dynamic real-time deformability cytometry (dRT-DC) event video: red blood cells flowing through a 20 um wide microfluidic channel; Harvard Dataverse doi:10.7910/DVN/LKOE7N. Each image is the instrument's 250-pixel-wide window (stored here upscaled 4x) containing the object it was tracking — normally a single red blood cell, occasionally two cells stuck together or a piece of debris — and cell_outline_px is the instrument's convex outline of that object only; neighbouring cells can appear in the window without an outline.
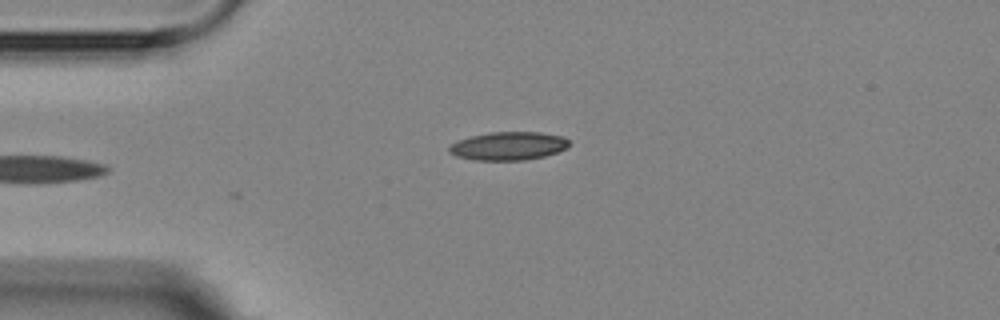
{"species": "Egyptian fruit bat (a non-hibernating species)", "species_latin": "Rousettus aegyptiacus", "temperature_condition": "room temperature", "stored_images_in_passage": 2, "camera_frame_rate_fps": 3000, "um_per_image_px": 0.085, "animal": {"sex": "female"}, "frame": {"image": 1, "passage_image": 1, "time_ms": 0.0, "image_size_px": [1000, 320], "cell_outline_px": [[568, 148], [544, 156], [524, 160], [472, 160], [456, 156], [448, 152], [448, 148], [452, 144], [460, 140], [472, 136], [492, 132], [540, 132], [560, 136], [568, 140]], "centroid_in_image_um": [43.2, 12.41], "position_along_channel_um": 41.8, "area_um2": 19.59}}